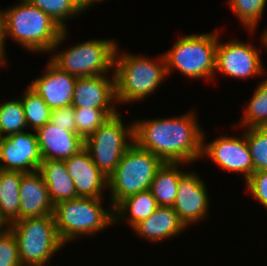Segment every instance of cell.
Masks as SVG:
<instances>
[{"label":"cell","instance_id":"1","mask_svg":"<svg viewBox=\"0 0 267 266\" xmlns=\"http://www.w3.org/2000/svg\"><path fill=\"white\" fill-rule=\"evenodd\" d=\"M197 115L191 110L178 116L135 120L134 142L164 163L200 161L205 130Z\"/></svg>","mask_w":267,"mask_h":266},{"label":"cell","instance_id":"2","mask_svg":"<svg viewBox=\"0 0 267 266\" xmlns=\"http://www.w3.org/2000/svg\"><path fill=\"white\" fill-rule=\"evenodd\" d=\"M3 41L9 37L27 52L49 54L63 29L28 0L2 10Z\"/></svg>","mask_w":267,"mask_h":266},{"label":"cell","instance_id":"3","mask_svg":"<svg viewBox=\"0 0 267 266\" xmlns=\"http://www.w3.org/2000/svg\"><path fill=\"white\" fill-rule=\"evenodd\" d=\"M157 57L151 60L146 54L120 52L117 47L114 57L117 105L138 101L142 103L168 78L164 55Z\"/></svg>","mask_w":267,"mask_h":266},{"label":"cell","instance_id":"4","mask_svg":"<svg viewBox=\"0 0 267 266\" xmlns=\"http://www.w3.org/2000/svg\"><path fill=\"white\" fill-rule=\"evenodd\" d=\"M102 201L103 198L78 197L54 205L57 233L65 246L77 238L93 236L114 226V208H104Z\"/></svg>","mask_w":267,"mask_h":266},{"label":"cell","instance_id":"5","mask_svg":"<svg viewBox=\"0 0 267 266\" xmlns=\"http://www.w3.org/2000/svg\"><path fill=\"white\" fill-rule=\"evenodd\" d=\"M67 34V29L62 31L50 52L52 55L49 60L55 66L77 78L114 72V57L118 46L116 40L108 38L88 39L65 50H57L67 40Z\"/></svg>","mask_w":267,"mask_h":266},{"label":"cell","instance_id":"6","mask_svg":"<svg viewBox=\"0 0 267 266\" xmlns=\"http://www.w3.org/2000/svg\"><path fill=\"white\" fill-rule=\"evenodd\" d=\"M217 41L216 30L179 37L175 44L163 53L167 76L170 77L172 70L176 69L189 79L213 81Z\"/></svg>","mask_w":267,"mask_h":266},{"label":"cell","instance_id":"7","mask_svg":"<svg viewBox=\"0 0 267 266\" xmlns=\"http://www.w3.org/2000/svg\"><path fill=\"white\" fill-rule=\"evenodd\" d=\"M164 162L135 142L121 157L115 172L108 178L109 205L115 208L122 200L148 190Z\"/></svg>","mask_w":267,"mask_h":266},{"label":"cell","instance_id":"8","mask_svg":"<svg viewBox=\"0 0 267 266\" xmlns=\"http://www.w3.org/2000/svg\"><path fill=\"white\" fill-rule=\"evenodd\" d=\"M16 237L22 266H50L65 245L56 229L53 214L17 220L10 224Z\"/></svg>","mask_w":267,"mask_h":266},{"label":"cell","instance_id":"9","mask_svg":"<svg viewBox=\"0 0 267 266\" xmlns=\"http://www.w3.org/2000/svg\"><path fill=\"white\" fill-rule=\"evenodd\" d=\"M121 118L120 113L112 116L84 140V148L107 179L115 172L121 157L134 143V122L127 125Z\"/></svg>","mask_w":267,"mask_h":266},{"label":"cell","instance_id":"10","mask_svg":"<svg viewBox=\"0 0 267 266\" xmlns=\"http://www.w3.org/2000/svg\"><path fill=\"white\" fill-rule=\"evenodd\" d=\"M216 47L215 77L219 73L233 79H249L254 76H262L265 67L262 64L259 48L251 42L237 39L228 42H219ZM217 73V74H216Z\"/></svg>","mask_w":267,"mask_h":266},{"label":"cell","instance_id":"11","mask_svg":"<svg viewBox=\"0 0 267 266\" xmlns=\"http://www.w3.org/2000/svg\"><path fill=\"white\" fill-rule=\"evenodd\" d=\"M242 131L243 134L239 136L219 135L211 142H205L207 138L204 132L201 160L210 158L219 169L239 173L246 181L253 174V163L245 138V129Z\"/></svg>","mask_w":267,"mask_h":266},{"label":"cell","instance_id":"12","mask_svg":"<svg viewBox=\"0 0 267 266\" xmlns=\"http://www.w3.org/2000/svg\"><path fill=\"white\" fill-rule=\"evenodd\" d=\"M206 186L203 178L191 169H186L179 179L177 196L172 207L187 228L205 221L209 215L210 198Z\"/></svg>","mask_w":267,"mask_h":266},{"label":"cell","instance_id":"13","mask_svg":"<svg viewBox=\"0 0 267 266\" xmlns=\"http://www.w3.org/2000/svg\"><path fill=\"white\" fill-rule=\"evenodd\" d=\"M41 162L36 131L0 138V169L33 173L39 170Z\"/></svg>","mask_w":267,"mask_h":266},{"label":"cell","instance_id":"14","mask_svg":"<svg viewBox=\"0 0 267 266\" xmlns=\"http://www.w3.org/2000/svg\"><path fill=\"white\" fill-rule=\"evenodd\" d=\"M45 68L44 73L32 80L28 86L45 101L51 110L71 105L77 77L60 70L50 60Z\"/></svg>","mask_w":267,"mask_h":266},{"label":"cell","instance_id":"15","mask_svg":"<svg viewBox=\"0 0 267 266\" xmlns=\"http://www.w3.org/2000/svg\"><path fill=\"white\" fill-rule=\"evenodd\" d=\"M64 162L78 197L105 198L104 189H108V179L93 163L85 148L64 159Z\"/></svg>","mask_w":267,"mask_h":266},{"label":"cell","instance_id":"16","mask_svg":"<svg viewBox=\"0 0 267 266\" xmlns=\"http://www.w3.org/2000/svg\"><path fill=\"white\" fill-rule=\"evenodd\" d=\"M109 75L77 78L73 100L74 108H116L114 72Z\"/></svg>","mask_w":267,"mask_h":266},{"label":"cell","instance_id":"17","mask_svg":"<svg viewBox=\"0 0 267 266\" xmlns=\"http://www.w3.org/2000/svg\"><path fill=\"white\" fill-rule=\"evenodd\" d=\"M42 160H64L84 148V140L50 121L36 130Z\"/></svg>","mask_w":267,"mask_h":266},{"label":"cell","instance_id":"18","mask_svg":"<svg viewBox=\"0 0 267 266\" xmlns=\"http://www.w3.org/2000/svg\"><path fill=\"white\" fill-rule=\"evenodd\" d=\"M54 204L39 171L22 175L20 184V220L53 214Z\"/></svg>","mask_w":267,"mask_h":266},{"label":"cell","instance_id":"19","mask_svg":"<svg viewBox=\"0 0 267 266\" xmlns=\"http://www.w3.org/2000/svg\"><path fill=\"white\" fill-rule=\"evenodd\" d=\"M186 229L173 207L163 206H159L147 219L132 228L142 239L155 243L177 237Z\"/></svg>","mask_w":267,"mask_h":266},{"label":"cell","instance_id":"20","mask_svg":"<svg viewBox=\"0 0 267 266\" xmlns=\"http://www.w3.org/2000/svg\"><path fill=\"white\" fill-rule=\"evenodd\" d=\"M48 188L51 202H58L78 198L73 180L68 175L64 160H42L38 170Z\"/></svg>","mask_w":267,"mask_h":266},{"label":"cell","instance_id":"21","mask_svg":"<svg viewBox=\"0 0 267 266\" xmlns=\"http://www.w3.org/2000/svg\"><path fill=\"white\" fill-rule=\"evenodd\" d=\"M158 207L157 201L149 189L141 191L122 200L114 208V225L126 221L130 225L129 227L133 228L139 222L147 219Z\"/></svg>","mask_w":267,"mask_h":266},{"label":"cell","instance_id":"22","mask_svg":"<svg viewBox=\"0 0 267 266\" xmlns=\"http://www.w3.org/2000/svg\"><path fill=\"white\" fill-rule=\"evenodd\" d=\"M190 164L164 163L156 172L149 190L158 206L172 207L177 196L180 177L186 172L181 168ZM181 167V168H180Z\"/></svg>","mask_w":267,"mask_h":266},{"label":"cell","instance_id":"23","mask_svg":"<svg viewBox=\"0 0 267 266\" xmlns=\"http://www.w3.org/2000/svg\"><path fill=\"white\" fill-rule=\"evenodd\" d=\"M23 174L0 169V211L9 224L20 220V184Z\"/></svg>","mask_w":267,"mask_h":266},{"label":"cell","instance_id":"24","mask_svg":"<svg viewBox=\"0 0 267 266\" xmlns=\"http://www.w3.org/2000/svg\"><path fill=\"white\" fill-rule=\"evenodd\" d=\"M251 99L247 103L245 110H243V115L239 123H235L233 129L238 127L246 128H257V127H267V78L265 76L264 80L260 81ZM237 127V128H236Z\"/></svg>","mask_w":267,"mask_h":266},{"label":"cell","instance_id":"25","mask_svg":"<svg viewBox=\"0 0 267 266\" xmlns=\"http://www.w3.org/2000/svg\"><path fill=\"white\" fill-rule=\"evenodd\" d=\"M118 113L117 108H75L76 133L85 140Z\"/></svg>","mask_w":267,"mask_h":266},{"label":"cell","instance_id":"26","mask_svg":"<svg viewBox=\"0 0 267 266\" xmlns=\"http://www.w3.org/2000/svg\"><path fill=\"white\" fill-rule=\"evenodd\" d=\"M20 98L28 129L36 131L50 121L51 109L29 86ZM30 127V128H29Z\"/></svg>","mask_w":267,"mask_h":266},{"label":"cell","instance_id":"27","mask_svg":"<svg viewBox=\"0 0 267 266\" xmlns=\"http://www.w3.org/2000/svg\"><path fill=\"white\" fill-rule=\"evenodd\" d=\"M20 98L0 103V138L27 131Z\"/></svg>","mask_w":267,"mask_h":266},{"label":"cell","instance_id":"28","mask_svg":"<svg viewBox=\"0 0 267 266\" xmlns=\"http://www.w3.org/2000/svg\"><path fill=\"white\" fill-rule=\"evenodd\" d=\"M49 15L63 30L67 29V21L83 13L76 0H28ZM68 19V20H67Z\"/></svg>","mask_w":267,"mask_h":266},{"label":"cell","instance_id":"29","mask_svg":"<svg viewBox=\"0 0 267 266\" xmlns=\"http://www.w3.org/2000/svg\"><path fill=\"white\" fill-rule=\"evenodd\" d=\"M229 7L250 34L255 33L267 0H228Z\"/></svg>","mask_w":267,"mask_h":266},{"label":"cell","instance_id":"30","mask_svg":"<svg viewBox=\"0 0 267 266\" xmlns=\"http://www.w3.org/2000/svg\"><path fill=\"white\" fill-rule=\"evenodd\" d=\"M245 138L251 154L253 173L267 171V127L246 128Z\"/></svg>","mask_w":267,"mask_h":266},{"label":"cell","instance_id":"31","mask_svg":"<svg viewBox=\"0 0 267 266\" xmlns=\"http://www.w3.org/2000/svg\"><path fill=\"white\" fill-rule=\"evenodd\" d=\"M0 266H22L17 240L10 229L0 232Z\"/></svg>","mask_w":267,"mask_h":266},{"label":"cell","instance_id":"32","mask_svg":"<svg viewBox=\"0 0 267 266\" xmlns=\"http://www.w3.org/2000/svg\"><path fill=\"white\" fill-rule=\"evenodd\" d=\"M245 183L251 197L267 209V171L254 172Z\"/></svg>","mask_w":267,"mask_h":266},{"label":"cell","instance_id":"33","mask_svg":"<svg viewBox=\"0 0 267 266\" xmlns=\"http://www.w3.org/2000/svg\"><path fill=\"white\" fill-rule=\"evenodd\" d=\"M50 122L62 128L76 133L75 108L72 105L53 109Z\"/></svg>","mask_w":267,"mask_h":266},{"label":"cell","instance_id":"34","mask_svg":"<svg viewBox=\"0 0 267 266\" xmlns=\"http://www.w3.org/2000/svg\"><path fill=\"white\" fill-rule=\"evenodd\" d=\"M105 0H76L77 5L81 8V10L85 13L87 9L89 10L96 3H103Z\"/></svg>","mask_w":267,"mask_h":266},{"label":"cell","instance_id":"35","mask_svg":"<svg viewBox=\"0 0 267 266\" xmlns=\"http://www.w3.org/2000/svg\"><path fill=\"white\" fill-rule=\"evenodd\" d=\"M5 44L3 41V37H0V69L5 68V64L7 63V59L6 57H8L6 55V48H5Z\"/></svg>","mask_w":267,"mask_h":266},{"label":"cell","instance_id":"36","mask_svg":"<svg viewBox=\"0 0 267 266\" xmlns=\"http://www.w3.org/2000/svg\"><path fill=\"white\" fill-rule=\"evenodd\" d=\"M9 229H10V224L2 216L1 211H0V232L7 231Z\"/></svg>","mask_w":267,"mask_h":266},{"label":"cell","instance_id":"37","mask_svg":"<svg viewBox=\"0 0 267 266\" xmlns=\"http://www.w3.org/2000/svg\"><path fill=\"white\" fill-rule=\"evenodd\" d=\"M260 36L262 44H264V47L267 49V27L264 29L263 33Z\"/></svg>","mask_w":267,"mask_h":266},{"label":"cell","instance_id":"38","mask_svg":"<svg viewBox=\"0 0 267 266\" xmlns=\"http://www.w3.org/2000/svg\"><path fill=\"white\" fill-rule=\"evenodd\" d=\"M0 37H3L2 9L0 8Z\"/></svg>","mask_w":267,"mask_h":266}]
</instances>
